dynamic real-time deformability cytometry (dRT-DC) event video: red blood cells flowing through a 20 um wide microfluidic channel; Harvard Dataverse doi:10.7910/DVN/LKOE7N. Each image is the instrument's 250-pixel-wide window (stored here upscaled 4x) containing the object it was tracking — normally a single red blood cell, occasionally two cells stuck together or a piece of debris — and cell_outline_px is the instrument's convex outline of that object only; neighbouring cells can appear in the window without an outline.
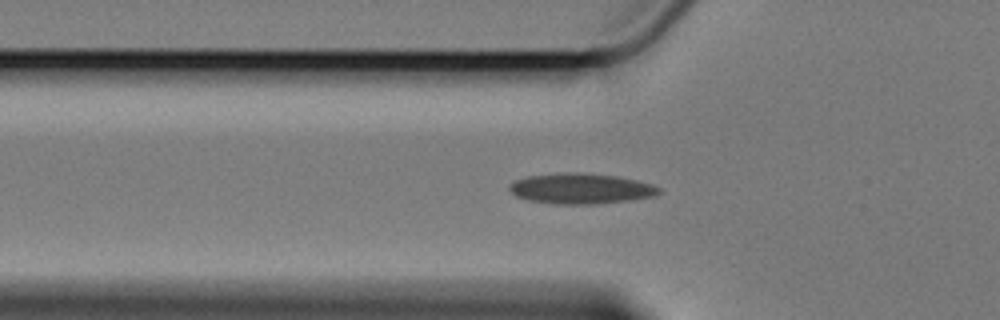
{"species": "Egyptian fruit bat (a non-hibernating species)", "species_latin": "Rousettus aegyptiacus", "temperature_condition": "cold", "stored_images_in_passage": 46, "camera_frame_rate_fps": 3000, "um_per_image_px": 0.085, "animal": {"sex": "female"}, "frame": {"image": 1, "passage_image": 19, "time_ms": 6.0, "image_size_px": [1000, 320], "cell_outline_px": [[660, 192], [652, 196], [628, 200], [596, 204], [552, 204], [528, 200], [516, 196], [508, 188], [516, 180], [528, 176], [564, 172], [576, 172], [616, 176], [636, 180], [652, 184], [660, 188]], "centroid_in_image_um": [49.36, 16.03], "position_along_channel_um": 76.4, "area_um2": 26.36}}
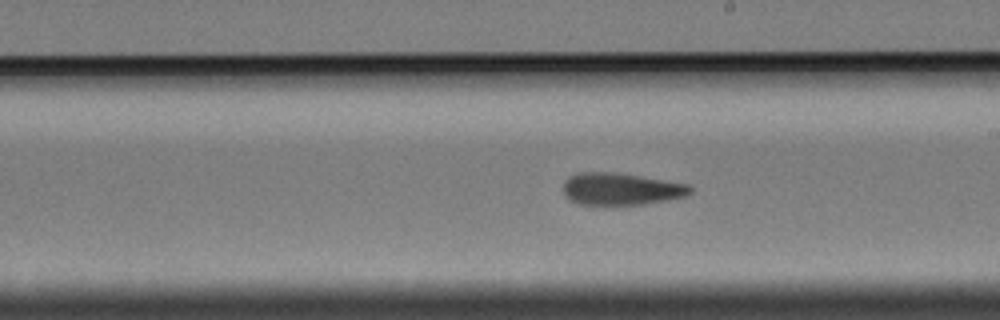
{"frame": {"image": 2, "passage_image": 33, "time_ms": 10.667, "image_size_px": [1000, 320], "cell_outline_px": [[692, 192], [688, 196], [668, 200], [644, 204], [580, 204], [568, 200], [564, 192], [564, 180], [568, 176], [580, 172], [604, 172], [636, 176], [688, 184], [692, 188]], "centroid_in_image_um": [52.77, 16.07], "position_along_channel_um": 236.2, "area_um2": 23.47}}
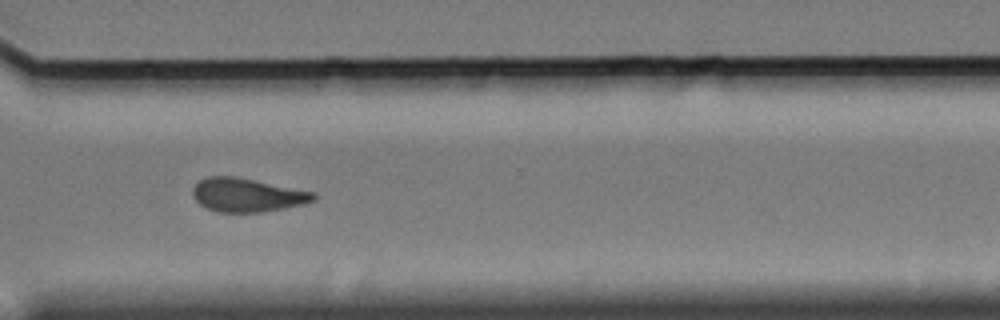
{"frame": {"image": 3, "passage_image": 43, "time_ms": 14.0, "image_size_px": [1000, 320], "cell_outline_px": [[316, 200], [304, 204], [260, 212], [216, 212], [200, 204], [196, 200], [192, 192], [192, 188], [200, 180], [208, 176], [236, 176], [316, 192]], "centroid_in_image_um": [21.02, 16.56], "position_along_channel_um": 349.6, "area_um2": 23.7}, "authors_computed_cell_mechanics": {"area_um2": 24.0159, "velocity_mm_per_s": 3.4033, "shape_relaxation_time_tau1_ms": null, "shape_relaxation_time_tau2_ms": 4.4212, "deformation_change_tau1": null, "deformation_change_tau2": 0.116}}